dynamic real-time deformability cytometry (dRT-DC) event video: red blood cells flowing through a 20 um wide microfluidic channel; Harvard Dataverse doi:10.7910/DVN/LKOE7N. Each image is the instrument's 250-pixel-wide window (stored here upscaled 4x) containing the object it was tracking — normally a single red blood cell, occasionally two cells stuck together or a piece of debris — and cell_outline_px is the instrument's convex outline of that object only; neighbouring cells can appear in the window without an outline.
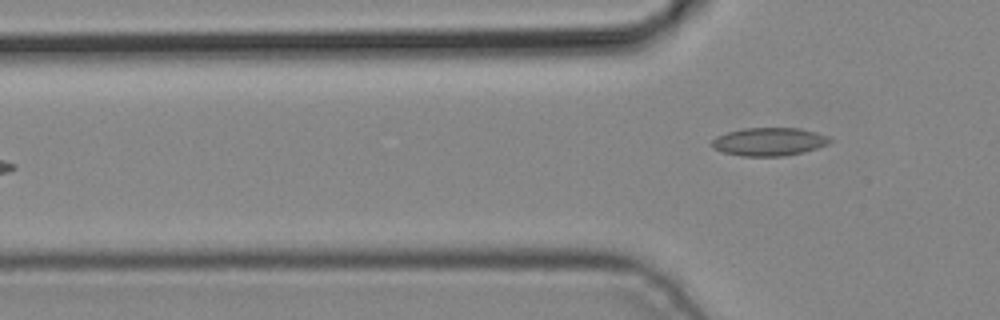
{"species": "common noctule bat (a hibernating species)", "species_latin": "Nyctalus noctula", "temperature_condition": "cold", "stored_images_in_passage": 5, "camera_frame_rate_fps": 3000, "um_per_image_px": 0.085, "animal": {"sex": "male", "body_mass_g": 19.2, "forearm_length_mm": 51.8}, "frame": {"image": 1, "passage_image": 5, "time_ms": 1.333, "image_size_px": [1000, 320], "cell_outline_px": [[832, 140], [828, 144], [804, 152], [784, 156], [740, 156], [724, 152], [712, 148], [712, 140], [716, 136], [728, 132], [744, 128], [800, 128], [816, 132]], "centroid_in_image_um": [65.34, 12.05], "position_along_channel_um": 60.5, "area_um2": 19.25}}